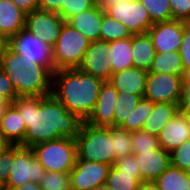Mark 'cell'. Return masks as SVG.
<instances>
[{
	"mask_svg": "<svg viewBox=\"0 0 190 190\" xmlns=\"http://www.w3.org/2000/svg\"><path fill=\"white\" fill-rule=\"evenodd\" d=\"M26 125L22 147L66 137L75 139L82 120L70 113L51 93L47 96H20L11 103Z\"/></svg>",
	"mask_w": 190,
	"mask_h": 190,
	"instance_id": "1",
	"label": "cell"
},
{
	"mask_svg": "<svg viewBox=\"0 0 190 190\" xmlns=\"http://www.w3.org/2000/svg\"><path fill=\"white\" fill-rule=\"evenodd\" d=\"M104 81L78 68L52 74V94L70 112L85 121L92 113Z\"/></svg>",
	"mask_w": 190,
	"mask_h": 190,
	"instance_id": "2",
	"label": "cell"
},
{
	"mask_svg": "<svg viewBox=\"0 0 190 190\" xmlns=\"http://www.w3.org/2000/svg\"><path fill=\"white\" fill-rule=\"evenodd\" d=\"M1 69L7 74L18 97L52 93L53 72L45 65L27 63L8 45L0 53Z\"/></svg>",
	"mask_w": 190,
	"mask_h": 190,
	"instance_id": "3",
	"label": "cell"
},
{
	"mask_svg": "<svg viewBox=\"0 0 190 190\" xmlns=\"http://www.w3.org/2000/svg\"><path fill=\"white\" fill-rule=\"evenodd\" d=\"M75 140L77 160L114 164L111 127H95L83 121Z\"/></svg>",
	"mask_w": 190,
	"mask_h": 190,
	"instance_id": "4",
	"label": "cell"
},
{
	"mask_svg": "<svg viewBox=\"0 0 190 190\" xmlns=\"http://www.w3.org/2000/svg\"><path fill=\"white\" fill-rule=\"evenodd\" d=\"M31 149L34 157L45 171L70 173L76 164L77 145L75 139L62 137L36 144Z\"/></svg>",
	"mask_w": 190,
	"mask_h": 190,
	"instance_id": "5",
	"label": "cell"
},
{
	"mask_svg": "<svg viewBox=\"0 0 190 190\" xmlns=\"http://www.w3.org/2000/svg\"><path fill=\"white\" fill-rule=\"evenodd\" d=\"M89 44L90 41L81 32L65 22L52 48L54 71L78 68Z\"/></svg>",
	"mask_w": 190,
	"mask_h": 190,
	"instance_id": "6",
	"label": "cell"
},
{
	"mask_svg": "<svg viewBox=\"0 0 190 190\" xmlns=\"http://www.w3.org/2000/svg\"><path fill=\"white\" fill-rule=\"evenodd\" d=\"M104 12L126 25L132 35L147 33L154 24L140 0H110Z\"/></svg>",
	"mask_w": 190,
	"mask_h": 190,
	"instance_id": "7",
	"label": "cell"
},
{
	"mask_svg": "<svg viewBox=\"0 0 190 190\" xmlns=\"http://www.w3.org/2000/svg\"><path fill=\"white\" fill-rule=\"evenodd\" d=\"M10 174L3 188H15L30 181L39 183L45 169L34 157L33 150L15 145V159L9 163Z\"/></svg>",
	"mask_w": 190,
	"mask_h": 190,
	"instance_id": "8",
	"label": "cell"
},
{
	"mask_svg": "<svg viewBox=\"0 0 190 190\" xmlns=\"http://www.w3.org/2000/svg\"><path fill=\"white\" fill-rule=\"evenodd\" d=\"M181 91V75L148 72L144 97L151 102L179 104Z\"/></svg>",
	"mask_w": 190,
	"mask_h": 190,
	"instance_id": "9",
	"label": "cell"
},
{
	"mask_svg": "<svg viewBox=\"0 0 190 190\" xmlns=\"http://www.w3.org/2000/svg\"><path fill=\"white\" fill-rule=\"evenodd\" d=\"M7 45L29 63L47 66L54 72L52 49L45 45L38 36L23 29L13 36Z\"/></svg>",
	"mask_w": 190,
	"mask_h": 190,
	"instance_id": "10",
	"label": "cell"
},
{
	"mask_svg": "<svg viewBox=\"0 0 190 190\" xmlns=\"http://www.w3.org/2000/svg\"><path fill=\"white\" fill-rule=\"evenodd\" d=\"M65 22L58 13L38 9L26 14L25 30L52 49Z\"/></svg>",
	"mask_w": 190,
	"mask_h": 190,
	"instance_id": "11",
	"label": "cell"
},
{
	"mask_svg": "<svg viewBox=\"0 0 190 190\" xmlns=\"http://www.w3.org/2000/svg\"><path fill=\"white\" fill-rule=\"evenodd\" d=\"M111 165L87 160H76L70 171L71 190H93L105 184Z\"/></svg>",
	"mask_w": 190,
	"mask_h": 190,
	"instance_id": "12",
	"label": "cell"
},
{
	"mask_svg": "<svg viewBox=\"0 0 190 190\" xmlns=\"http://www.w3.org/2000/svg\"><path fill=\"white\" fill-rule=\"evenodd\" d=\"M184 21L170 20L154 23L147 31L155 53L178 51L181 45Z\"/></svg>",
	"mask_w": 190,
	"mask_h": 190,
	"instance_id": "13",
	"label": "cell"
},
{
	"mask_svg": "<svg viewBox=\"0 0 190 190\" xmlns=\"http://www.w3.org/2000/svg\"><path fill=\"white\" fill-rule=\"evenodd\" d=\"M108 48L109 42L107 41L90 42L78 69L102 81H109L112 69L107 59Z\"/></svg>",
	"mask_w": 190,
	"mask_h": 190,
	"instance_id": "14",
	"label": "cell"
},
{
	"mask_svg": "<svg viewBox=\"0 0 190 190\" xmlns=\"http://www.w3.org/2000/svg\"><path fill=\"white\" fill-rule=\"evenodd\" d=\"M118 94L119 92L109 81H104L95 107L84 122L95 127H113L114 107Z\"/></svg>",
	"mask_w": 190,
	"mask_h": 190,
	"instance_id": "15",
	"label": "cell"
},
{
	"mask_svg": "<svg viewBox=\"0 0 190 190\" xmlns=\"http://www.w3.org/2000/svg\"><path fill=\"white\" fill-rule=\"evenodd\" d=\"M138 163L141 181H155L170 165V153L161 147L153 151L134 154Z\"/></svg>",
	"mask_w": 190,
	"mask_h": 190,
	"instance_id": "16",
	"label": "cell"
},
{
	"mask_svg": "<svg viewBox=\"0 0 190 190\" xmlns=\"http://www.w3.org/2000/svg\"><path fill=\"white\" fill-rule=\"evenodd\" d=\"M147 74L146 70L130 67L112 73L109 82L118 92L131 93L142 98L145 93Z\"/></svg>",
	"mask_w": 190,
	"mask_h": 190,
	"instance_id": "17",
	"label": "cell"
},
{
	"mask_svg": "<svg viewBox=\"0 0 190 190\" xmlns=\"http://www.w3.org/2000/svg\"><path fill=\"white\" fill-rule=\"evenodd\" d=\"M189 138L190 123L180 112L165 125L158 136L160 147L169 153L181 146Z\"/></svg>",
	"mask_w": 190,
	"mask_h": 190,
	"instance_id": "18",
	"label": "cell"
},
{
	"mask_svg": "<svg viewBox=\"0 0 190 190\" xmlns=\"http://www.w3.org/2000/svg\"><path fill=\"white\" fill-rule=\"evenodd\" d=\"M103 7L94 5L92 8L73 15L66 22L81 32L90 42L100 40Z\"/></svg>",
	"mask_w": 190,
	"mask_h": 190,
	"instance_id": "19",
	"label": "cell"
},
{
	"mask_svg": "<svg viewBox=\"0 0 190 190\" xmlns=\"http://www.w3.org/2000/svg\"><path fill=\"white\" fill-rule=\"evenodd\" d=\"M26 13L17 8L12 0H0V35L9 41L25 29Z\"/></svg>",
	"mask_w": 190,
	"mask_h": 190,
	"instance_id": "20",
	"label": "cell"
},
{
	"mask_svg": "<svg viewBox=\"0 0 190 190\" xmlns=\"http://www.w3.org/2000/svg\"><path fill=\"white\" fill-rule=\"evenodd\" d=\"M26 125L19 111L10 104L1 119L0 133L9 145H20L25 138Z\"/></svg>",
	"mask_w": 190,
	"mask_h": 190,
	"instance_id": "21",
	"label": "cell"
},
{
	"mask_svg": "<svg viewBox=\"0 0 190 190\" xmlns=\"http://www.w3.org/2000/svg\"><path fill=\"white\" fill-rule=\"evenodd\" d=\"M179 112V104L176 103H153L151 114L144 122L142 129L150 135L158 137L165 125Z\"/></svg>",
	"mask_w": 190,
	"mask_h": 190,
	"instance_id": "22",
	"label": "cell"
},
{
	"mask_svg": "<svg viewBox=\"0 0 190 190\" xmlns=\"http://www.w3.org/2000/svg\"><path fill=\"white\" fill-rule=\"evenodd\" d=\"M107 59L112 73L133 67L132 37L109 42Z\"/></svg>",
	"mask_w": 190,
	"mask_h": 190,
	"instance_id": "23",
	"label": "cell"
},
{
	"mask_svg": "<svg viewBox=\"0 0 190 190\" xmlns=\"http://www.w3.org/2000/svg\"><path fill=\"white\" fill-rule=\"evenodd\" d=\"M155 56V49L148 33L132 35L133 67L149 71Z\"/></svg>",
	"mask_w": 190,
	"mask_h": 190,
	"instance_id": "24",
	"label": "cell"
},
{
	"mask_svg": "<svg viewBox=\"0 0 190 190\" xmlns=\"http://www.w3.org/2000/svg\"><path fill=\"white\" fill-rule=\"evenodd\" d=\"M155 182L160 190H190V172L170 165Z\"/></svg>",
	"mask_w": 190,
	"mask_h": 190,
	"instance_id": "25",
	"label": "cell"
},
{
	"mask_svg": "<svg viewBox=\"0 0 190 190\" xmlns=\"http://www.w3.org/2000/svg\"><path fill=\"white\" fill-rule=\"evenodd\" d=\"M148 72L182 75L183 67L179 52L155 53Z\"/></svg>",
	"mask_w": 190,
	"mask_h": 190,
	"instance_id": "26",
	"label": "cell"
},
{
	"mask_svg": "<svg viewBox=\"0 0 190 190\" xmlns=\"http://www.w3.org/2000/svg\"><path fill=\"white\" fill-rule=\"evenodd\" d=\"M132 34L123 23L103 12L100 29V40L111 42L113 40L131 38Z\"/></svg>",
	"mask_w": 190,
	"mask_h": 190,
	"instance_id": "27",
	"label": "cell"
},
{
	"mask_svg": "<svg viewBox=\"0 0 190 190\" xmlns=\"http://www.w3.org/2000/svg\"><path fill=\"white\" fill-rule=\"evenodd\" d=\"M152 108L153 102L142 97L130 117L126 118L120 128L129 132L141 130L144 122L151 114Z\"/></svg>",
	"mask_w": 190,
	"mask_h": 190,
	"instance_id": "28",
	"label": "cell"
},
{
	"mask_svg": "<svg viewBox=\"0 0 190 190\" xmlns=\"http://www.w3.org/2000/svg\"><path fill=\"white\" fill-rule=\"evenodd\" d=\"M140 96L119 92L114 107V127H120L136 108Z\"/></svg>",
	"mask_w": 190,
	"mask_h": 190,
	"instance_id": "29",
	"label": "cell"
},
{
	"mask_svg": "<svg viewBox=\"0 0 190 190\" xmlns=\"http://www.w3.org/2000/svg\"><path fill=\"white\" fill-rule=\"evenodd\" d=\"M141 181L135 178V173L122 172L111 166L106 184L113 190H137Z\"/></svg>",
	"mask_w": 190,
	"mask_h": 190,
	"instance_id": "30",
	"label": "cell"
},
{
	"mask_svg": "<svg viewBox=\"0 0 190 190\" xmlns=\"http://www.w3.org/2000/svg\"><path fill=\"white\" fill-rule=\"evenodd\" d=\"M111 140L114 146V162L132 154L131 132L120 127H111Z\"/></svg>",
	"mask_w": 190,
	"mask_h": 190,
	"instance_id": "31",
	"label": "cell"
},
{
	"mask_svg": "<svg viewBox=\"0 0 190 190\" xmlns=\"http://www.w3.org/2000/svg\"><path fill=\"white\" fill-rule=\"evenodd\" d=\"M153 23L172 20V12L168 0H140Z\"/></svg>",
	"mask_w": 190,
	"mask_h": 190,
	"instance_id": "32",
	"label": "cell"
},
{
	"mask_svg": "<svg viewBox=\"0 0 190 190\" xmlns=\"http://www.w3.org/2000/svg\"><path fill=\"white\" fill-rule=\"evenodd\" d=\"M131 142L132 154H140L141 151H153L160 147L158 137L143 130L131 132Z\"/></svg>",
	"mask_w": 190,
	"mask_h": 190,
	"instance_id": "33",
	"label": "cell"
},
{
	"mask_svg": "<svg viewBox=\"0 0 190 190\" xmlns=\"http://www.w3.org/2000/svg\"><path fill=\"white\" fill-rule=\"evenodd\" d=\"M42 190H71L69 173L45 171L39 182Z\"/></svg>",
	"mask_w": 190,
	"mask_h": 190,
	"instance_id": "34",
	"label": "cell"
},
{
	"mask_svg": "<svg viewBox=\"0 0 190 190\" xmlns=\"http://www.w3.org/2000/svg\"><path fill=\"white\" fill-rule=\"evenodd\" d=\"M171 165L190 172V138L170 152Z\"/></svg>",
	"mask_w": 190,
	"mask_h": 190,
	"instance_id": "35",
	"label": "cell"
},
{
	"mask_svg": "<svg viewBox=\"0 0 190 190\" xmlns=\"http://www.w3.org/2000/svg\"><path fill=\"white\" fill-rule=\"evenodd\" d=\"M93 6L92 0H64L62 9L58 14L67 21L73 15L86 11Z\"/></svg>",
	"mask_w": 190,
	"mask_h": 190,
	"instance_id": "36",
	"label": "cell"
},
{
	"mask_svg": "<svg viewBox=\"0 0 190 190\" xmlns=\"http://www.w3.org/2000/svg\"><path fill=\"white\" fill-rule=\"evenodd\" d=\"M15 159V145H8L0 151V185L4 186L9 178L10 160Z\"/></svg>",
	"mask_w": 190,
	"mask_h": 190,
	"instance_id": "37",
	"label": "cell"
},
{
	"mask_svg": "<svg viewBox=\"0 0 190 190\" xmlns=\"http://www.w3.org/2000/svg\"><path fill=\"white\" fill-rule=\"evenodd\" d=\"M113 166L122 172L135 173V178L141 181L139 166L134 154L117 159Z\"/></svg>",
	"mask_w": 190,
	"mask_h": 190,
	"instance_id": "38",
	"label": "cell"
},
{
	"mask_svg": "<svg viewBox=\"0 0 190 190\" xmlns=\"http://www.w3.org/2000/svg\"><path fill=\"white\" fill-rule=\"evenodd\" d=\"M172 12V20L185 21L190 14V0H168Z\"/></svg>",
	"mask_w": 190,
	"mask_h": 190,
	"instance_id": "39",
	"label": "cell"
},
{
	"mask_svg": "<svg viewBox=\"0 0 190 190\" xmlns=\"http://www.w3.org/2000/svg\"><path fill=\"white\" fill-rule=\"evenodd\" d=\"M183 69L190 66V26L184 24L181 45L178 50Z\"/></svg>",
	"mask_w": 190,
	"mask_h": 190,
	"instance_id": "40",
	"label": "cell"
},
{
	"mask_svg": "<svg viewBox=\"0 0 190 190\" xmlns=\"http://www.w3.org/2000/svg\"><path fill=\"white\" fill-rule=\"evenodd\" d=\"M18 97L15 90L0 89V123L6 108Z\"/></svg>",
	"mask_w": 190,
	"mask_h": 190,
	"instance_id": "41",
	"label": "cell"
},
{
	"mask_svg": "<svg viewBox=\"0 0 190 190\" xmlns=\"http://www.w3.org/2000/svg\"><path fill=\"white\" fill-rule=\"evenodd\" d=\"M17 8L24 13L29 14L39 9L40 0H12Z\"/></svg>",
	"mask_w": 190,
	"mask_h": 190,
	"instance_id": "42",
	"label": "cell"
},
{
	"mask_svg": "<svg viewBox=\"0 0 190 190\" xmlns=\"http://www.w3.org/2000/svg\"><path fill=\"white\" fill-rule=\"evenodd\" d=\"M64 0H40L39 9L53 13H59L62 9Z\"/></svg>",
	"mask_w": 190,
	"mask_h": 190,
	"instance_id": "43",
	"label": "cell"
},
{
	"mask_svg": "<svg viewBox=\"0 0 190 190\" xmlns=\"http://www.w3.org/2000/svg\"><path fill=\"white\" fill-rule=\"evenodd\" d=\"M0 89L1 90H15L7 74L2 69L0 70Z\"/></svg>",
	"mask_w": 190,
	"mask_h": 190,
	"instance_id": "44",
	"label": "cell"
},
{
	"mask_svg": "<svg viewBox=\"0 0 190 190\" xmlns=\"http://www.w3.org/2000/svg\"><path fill=\"white\" fill-rule=\"evenodd\" d=\"M3 190H42V188L39 183L30 181L24 185L15 188H3Z\"/></svg>",
	"mask_w": 190,
	"mask_h": 190,
	"instance_id": "45",
	"label": "cell"
},
{
	"mask_svg": "<svg viewBox=\"0 0 190 190\" xmlns=\"http://www.w3.org/2000/svg\"><path fill=\"white\" fill-rule=\"evenodd\" d=\"M180 103H190V84H182Z\"/></svg>",
	"mask_w": 190,
	"mask_h": 190,
	"instance_id": "46",
	"label": "cell"
},
{
	"mask_svg": "<svg viewBox=\"0 0 190 190\" xmlns=\"http://www.w3.org/2000/svg\"><path fill=\"white\" fill-rule=\"evenodd\" d=\"M137 190H160L155 181H141Z\"/></svg>",
	"mask_w": 190,
	"mask_h": 190,
	"instance_id": "47",
	"label": "cell"
},
{
	"mask_svg": "<svg viewBox=\"0 0 190 190\" xmlns=\"http://www.w3.org/2000/svg\"><path fill=\"white\" fill-rule=\"evenodd\" d=\"M179 112L190 123V103H179Z\"/></svg>",
	"mask_w": 190,
	"mask_h": 190,
	"instance_id": "48",
	"label": "cell"
},
{
	"mask_svg": "<svg viewBox=\"0 0 190 190\" xmlns=\"http://www.w3.org/2000/svg\"><path fill=\"white\" fill-rule=\"evenodd\" d=\"M181 79L182 84H190V66L183 69Z\"/></svg>",
	"mask_w": 190,
	"mask_h": 190,
	"instance_id": "49",
	"label": "cell"
},
{
	"mask_svg": "<svg viewBox=\"0 0 190 190\" xmlns=\"http://www.w3.org/2000/svg\"><path fill=\"white\" fill-rule=\"evenodd\" d=\"M92 1L94 5L104 8L109 3L110 0H92Z\"/></svg>",
	"mask_w": 190,
	"mask_h": 190,
	"instance_id": "50",
	"label": "cell"
},
{
	"mask_svg": "<svg viewBox=\"0 0 190 190\" xmlns=\"http://www.w3.org/2000/svg\"><path fill=\"white\" fill-rule=\"evenodd\" d=\"M8 41L0 35V53L3 51V49L7 46Z\"/></svg>",
	"mask_w": 190,
	"mask_h": 190,
	"instance_id": "51",
	"label": "cell"
},
{
	"mask_svg": "<svg viewBox=\"0 0 190 190\" xmlns=\"http://www.w3.org/2000/svg\"><path fill=\"white\" fill-rule=\"evenodd\" d=\"M9 144L3 139L2 134L0 133V151H2Z\"/></svg>",
	"mask_w": 190,
	"mask_h": 190,
	"instance_id": "52",
	"label": "cell"
},
{
	"mask_svg": "<svg viewBox=\"0 0 190 190\" xmlns=\"http://www.w3.org/2000/svg\"><path fill=\"white\" fill-rule=\"evenodd\" d=\"M93 190H113L106 183L95 187Z\"/></svg>",
	"mask_w": 190,
	"mask_h": 190,
	"instance_id": "53",
	"label": "cell"
},
{
	"mask_svg": "<svg viewBox=\"0 0 190 190\" xmlns=\"http://www.w3.org/2000/svg\"><path fill=\"white\" fill-rule=\"evenodd\" d=\"M184 24L190 26V14L188 15V17L184 21Z\"/></svg>",
	"mask_w": 190,
	"mask_h": 190,
	"instance_id": "54",
	"label": "cell"
}]
</instances>
